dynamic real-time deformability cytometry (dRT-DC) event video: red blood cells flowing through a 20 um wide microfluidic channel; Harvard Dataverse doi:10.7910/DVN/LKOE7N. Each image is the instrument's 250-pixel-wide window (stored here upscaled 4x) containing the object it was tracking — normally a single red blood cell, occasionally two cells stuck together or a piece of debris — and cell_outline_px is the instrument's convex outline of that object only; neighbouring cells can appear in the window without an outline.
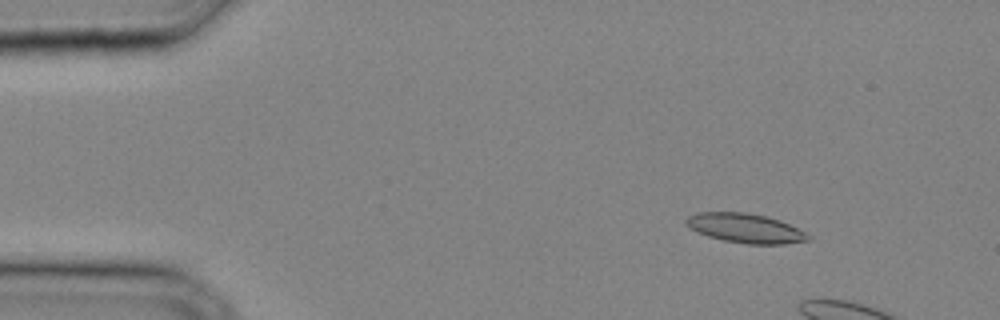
{"species": "common noctule bat (a hibernating species)", "species_latin": "Nyctalus noctula", "temperature_condition": "cold", "stored_images_in_passage": 8, "camera_frame_rate_fps": 3000, "um_per_image_px": 0.085, "animal": {"sex": "male", "body_mass_g": 20.4}, "frame": {"image": 1, "passage_image": 5, "time_ms": 1.333, "image_size_px": [1000, 320], "cell_outline_px": [[812, 240], [784, 244], [748, 244], [724, 240], [708, 236], [696, 232], [688, 228], [684, 224], [684, 220], [688, 216], [696, 212], [744, 212], [764, 216], [780, 220], [812, 236]], "centroid_in_image_um": [63.31, 19.4], "position_along_channel_um": 21.7, "area_um2": 20.98}}